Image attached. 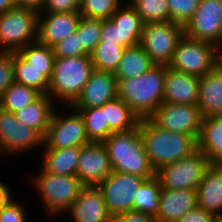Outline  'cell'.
I'll return each instance as SVG.
<instances>
[{"instance_id":"18","label":"cell","mask_w":222,"mask_h":222,"mask_svg":"<svg viewBox=\"0 0 222 222\" xmlns=\"http://www.w3.org/2000/svg\"><path fill=\"white\" fill-rule=\"evenodd\" d=\"M67 212L71 213L74 222H112L98 186L83 187Z\"/></svg>"},{"instance_id":"7","label":"cell","mask_w":222,"mask_h":222,"mask_svg":"<svg viewBox=\"0 0 222 222\" xmlns=\"http://www.w3.org/2000/svg\"><path fill=\"white\" fill-rule=\"evenodd\" d=\"M37 11L14 7L0 14V52H18L37 41Z\"/></svg>"},{"instance_id":"14","label":"cell","mask_w":222,"mask_h":222,"mask_svg":"<svg viewBox=\"0 0 222 222\" xmlns=\"http://www.w3.org/2000/svg\"><path fill=\"white\" fill-rule=\"evenodd\" d=\"M40 145L43 146V137L36 130L18 121L14 113L0 108V154H20Z\"/></svg>"},{"instance_id":"25","label":"cell","mask_w":222,"mask_h":222,"mask_svg":"<svg viewBox=\"0 0 222 222\" xmlns=\"http://www.w3.org/2000/svg\"><path fill=\"white\" fill-rule=\"evenodd\" d=\"M155 64L142 46L136 45L124 50L119 64L113 73L117 80H124L143 75Z\"/></svg>"},{"instance_id":"28","label":"cell","mask_w":222,"mask_h":222,"mask_svg":"<svg viewBox=\"0 0 222 222\" xmlns=\"http://www.w3.org/2000/svg\"><path fill=\"white\" fill-rule=\"evenodd\" d=\"M14 81L47 94L53 70H37L17 52L13 53Z\"/></svg>"},{"instance_id":"30","label":"cell","mask_w":222,"mask_h":222,"mask_svg":"<svg viewBox=\"0 0 222 222\" xmlns=\"http://www.w3.org/2000/svg\"><path fill=\"white\" fill-rule=\"evenodd\" d=\"M40 95L41 93L35 88L14 81L3 92L0 108L14 113L33 102Z\"/></svg>"},{"instance_id":"1","label":"cell","mask_w":222,"mask_h":222,"mask_svg":"<svg viewBox=\"0 0 222 222\" xmlns=\"http://www.w3.org/2000/svg\"><path fill=\"white\" fill-rule=\"evenodd\" d=\"M138 127L155 172L197 150V137L161 129L149 118L140 119Z\"/></svg>"},{"instance_id":"12","label":"cell","mask_w":222,"mask_h":222,"mask_svg":"<svg viewBox=\"0 0 222 222\" xmlns=\"http://www.w3.org/2000/svg\"><path fill=\"white\" fill-rule=\"evenodd\" d=\"M72 115H62L54 110L46 135L43 138L44 148H70L90 143L86 136L84 120L75 110Z\"/></svg>"},{"instance_id":"23","label":"cell","mask_w":222,"mask_h":222,"mask_svg":"<svg viewBox=\"0 0 222 222\" xmlns=\"http://www.w3.org/2000/svg\"><path fill=\"white\" fill-rule=\"evenodd\" d=\"M54 110L55 104L52 98L48 94H41L14 114L18 121L36 130L44 138Z\"/></svg>"},{"instance_id":"26","label":"cell","mask_w":222,"mask_h":222,"mask_svg":"<svg viewBox=\"0 0 222 222\" xmlns=\"http://www.w3.org/2000/svg\"><path fill=\"white\" fill-rule=\"evenodd\" d=\"M105 122L114 132H129L138 127L140 118L118 96L101 106Z\"/></svg>"},{"instance_id":"8","label":"cell","mask_w":222,"mask_h":222,"mask_svg":"<svg viewBox=\"0 0 222 222\" xmlns=\"http://www.w3.org/2000/svg\"><path fill=\"white\" fill-rule=\"evenodd\" d=\"M183 35V26L172 21L145 23L140 45L154 64L168 66Z\"/></svg>"},{"instance_id":"33","label":"cell","mask_w":222,"mask_h":222,"mask_svg":"<svg viewBox=\"0 0 222 222\" xmlns=\"http://www.w3.org/2000/svg\"><path fill=\"white\" fill-rule=\"evenodd\" d=\"M17 53L37 70H53L55 55L52 47L35 41Z\"/></svg>"},{"instance_id":"34","label":"cell","mask_w":222,"mask_h":222,"mask_svg":"<svg viewBox=\"0 0 222 222\" xmlns=\"http://www.w3.org/2000/svg\"><path fill=\"white\" fill-rule=\"evenodd\" d=\"M145 23L170 21L167 0H132L128 2Z\"/></svg>"},{"instance_id":"10","label":"cell","mask_w":222,"mask_h":222,"mask_svg":"<svg viewBox=\"0 0 222 222\" xmlns=\"http://www.w3.org/2000/svg\"><path fill=\"white\" fill-rule=\"evenodd\" d=\"M145 180L142 176L112 172L98 185L112 218L133 211L136 190Z\"/></svg>"},{"instance_id":"4","label":"cell","mask_w":222,"mask_h":222,"mask_svg":"<svg viewBox=\"0 0 222 222\" xmlns=\"http://www.w3.org/2000/svg\"><path fill=\"white\" fill-rule=\"evenodd\" d=\"M94 70L90 56L55 57L53 75L49 82L48 95L68 102L71 106L81 95ZM54 96V97H53Z\"/></svg>"},{"instance_id":"27","label":"cell","mask_w":222,"mask_h":222,"mask_svg":"<svg viewBox=\"0 0 222 222\" xmlns=\"http://www.w3.org/2000/svg\"><path fill=\"white\" fill-rule=\"evenodd\" d=\"M80 146L70 148H45L42 168L56 175H76Z\"/></svg>"},{"instance_id":"44","label":"cell","mask_w":222,"mask_h":222,"mask_svg":"<svg viewBox=\"0 0 222 222\" xmlns=\"http://www.w3.org/2000/svg\"><path fill=\"white\" fill-rule=\"evenodd\" d=\"M177 222H215V215L202 207L196 206Z\"/></svg>"},{"instance_id":"40","label":"cell","mask_w":222,"mask_h":222,"mask_svg":"<svg viewBox=\"0 0 222 222\" xmlns=\"http://www.w3.org/2000/svg\"><path fill=\"white\" fill-rule=\"evenodd\" d=\"M52 48L55 57L59 58L90 56L84 51L77 31L65 37Z\"/></svg>"},{"instance_id":"16","label":"cell","mask_w":222,"mask_h":222,"mask_svg":"<svg viewBox=\"0 0 222 222\" xmlns=\"http://www.w3.org/2000/svg\"><path fill=\"white\" fill-rule=\"evenodd\" d=\"M45 14L38 15L37 41L49 47L74 33L82 17L79 11Z\"/></svg>"},{"instance_id":"47","label":"cell","mask_w":222,"mask_h":222,"mask_svg":"<svg viewBox=\"0 0 222 222\" xmlns=\"http://www.w3.org/2000/svg\"><path fill=\"white\" fill-rule=\"evenodd\" d=\"M9 187L0 181V211L12 199Z\"/></svg>"},{"instance_id":"19","label":"cell","mask_w":222,"mask_h":222,"mask_svg":"<svg viewBox=\"0 0 222 222\" xmlns=\"http://www.w3.org/2000/svg\"><path fill=\"white\" fill-rule=\"evenodd\" d=\"M197 206V190L161 188L156 222H177Z\"/></svg>"},{"instance_id":"24","label":"cell","mask_w":222,"mask_h":222,"mask_svg":"<svg viewBox=\"0 0 222 222\" xmlns=\"http://www.w3.org/2000/svg\"><path fill=\"white\" fill-rule=\"evenodd\" d=\"M197 149L206 155L211 164L222 165V116L202 118Z\"/></svg>"},{"instance_id":"17","label":"cell","mask_w":222,"mask_h":222,"mask_svg":"<svg viewBox=\"0 0 222 222\" xmlns=\"http://www.w3.org/2000/svg\"><path fill=\"white\" fill-rule=\"evenodd\" d=\"M117 79L111 72L93 70L81 95L71 108L101 107L117 97Z\"/></svg>"},{"instance_id":"50","label":"cell","mask_w":222,"mask_h":222,"mask_svg":"<svg viewBox=\"0 0 222 222\" xmlns=\"http://www.w3.org/2000/svg\"><path fill=\"white\" fill-rule=\"evenodd\" d=\"M222 50H219V59H218V64L222 67Z\"/></svg>"},{"instance_id":"2","label":"cell","mask_w":222,"mask_h":222,"mask_svg":"<svg viewBox=\"0 0 222 222\" xmlns=\"http://www.w3.org/2000/svg\"><path fill=\"white\" fill-rule=\"evenodd\" d=\"M166 65H154L141 76L117 80V96L140 118H149L163 103Z\"/></svg>"},{"instance_id":"9","label":"cell","mask_w":222,"mask_h":222,"mask_svg":"<svg viewBox=\"0 0 222 222\" xmlns=\"http://www.w3.org/2000/svg\"><path fill=\"white\" fill-rule=\"evenodd\" d=\"M210 161L199 149L155 172L160 185L165 189H194L200 185Z\"/></svg>"},{"instance_id":"32","label":"cell","mask_w":222,"mask_h":222,"mask_svg":"<svg viewBox=\"0 0 222 222\" xmlns=\"http://www.w3.org/2000/svg\"><path fill=\"white\" fill-rule=\"evenodd\" d=\"M124 50V47L117 44L99 42L90 54L94 69L114 73Z\"/></svg>"},{"instance_id":"39","label":"cell","mask_w":222,"mask_h":222,"mask_svg":"<svg viewBox=\"0 0 222 222\" xmlns=\"http://www.w3.org/2000/svg\"><path fill=\"white\" fill-rule=\"evenodd\" d=\"M200 0H167L170 21L185 26L194 15Z\"/></svg>"},{"instance_id":"42","label":"cell","mask_w":222,"mask_h":222,"mask_svg":"<svg viewBox=\"0 0 222 222\" xmlns=\"http://www.w3.org/2000/svg\"><path fill=\"white\" fill-rule=\"evenodd\" d=\"M25 214L23 205L11 199L0 211V222H25Z\"/></svg>"},{"instance_id":"22","label":"cell","mask_w":222,"mask_h":222,"mask_svg":"<svg viewBox=\"0 0 222 222\" xmlns=\"http://www.w3.org/2000/svg\"><path fill=\"white\" fill-rule=\"evenodd\" d=\"M196 190L197 206L214 215L222 212V165L210 164Z\"/></svg>"},{"instance_id":"41","label":"cell","mask_w":222,"mask_h":222,"mask_svg":"<svg viewBox=\"0 0 222 222\" xmlns=\"http://www.w3.org/2000/svg\"><path fill=\"white\" fill-rule=\"evenodd\" d=\"M13 82V52H0V99L5 89Z\"/></svg>"},{"instance_id":"11","label":"cell","mask_w":222,"mask_h":222,"mask_svg":"<svg viewBox=\"0 0 222 222\" xmlns=\"http://www.w3.org/2000/svg\"><path fill=\"white\" fill-rule=\"evenodd\" d=\"M149 119L161 129L197 138L202 122L199 107L191 104L162 103Z\"/></svg>"},{"instance_id":"29","label":"cell","mask_w":222,"mask_h":222,"mask_svg":"<svg viewBox=\"0 0 222 222\" xmlns=\"http://www.w3.org/2000/svg\"><path fill=\"white\" fill-rule=\"evenodd\" d=\"M161 185L156 176L146 179L136 190L133 210L156 217L159 212Z\"/></svg>"},{"instance_id":"13","label":"cell","mask_w":222,"mask_h":222,"mask_svg":"<svg viewBox=\"0 0 222 222\" xmlns=\"http://www.w3.org/2000/svg\"><path fill=\"white\" fill-rule=\"evenodd\" d=\"M184 34L195 40L222 46V5L217 0H200L197 10L183 27Z\"/></svg>"},{"instance_id":"43","label":"cell","mask_w":222,"mask_h":222,"mask_svg":"<svg viewBox=\"0 0 222 222\" xmlns=\"http://www.w3.org/2000/svg\"><path fill=\"white\" fill-rule=\"evenodd\" d=\"M80 11V0H45L40 13H61Z\"/></svg>"},{"instance_id":"31","label":"cell","mask_w":222,"mask_h":222,"mask_svg":"<svg viewBox=\"0 0 222 222\" xmlns=\"http://www.w3.org/2000/svg\"><path fill=\"white\" fill-rule=\"evenodd\" d=\"M82 116L86 136L90 142H103L114 133L105 122L104 112L101 107L73 108Z\"/></svg>"},{"instance_id":"38","label":"cell","mask_w":222,"mask_h":222,"mask_svg":"<svg viewBox=\"0 0 222 222\" xmlns=\"http://www.w3.org/2000/svg\"><path fill=\"white\" fill-rule=\"evenodd\" d=\"M100 42L117 44L125 49L140 44V40L132 32H123L110 19L102 21Z\"/></svg>"},{"instance_id":"45","label":"cell","mask_w":222,"mask_h":222,"mask_svg":"<svg viewBox=\"0 0 222 222\" xmlns=\"http://www.w3.org/2000/svg\"><path fill=\"white\" fill-rule=\"evenodd\" d=\"M112 222H156V218L133 210L113 217Z\"/></svg>"},{"instance_id":"21","label":"cell","mask_w":222,"mask_h":222,"mask_svg":"<svg viewBox=\"0 0 222 222\" xmlns=\"http://www.w3.org/2000/svg\"><path fill=\"white\" fill-rule=\"evenodd\" d=\"M199 107L202 118L222 116V67L218 64L199 79Z\"/></svg>"},{"instance_id":"36","label":"cell","mask_w":222,"mask_h":222,"mask_svg":"<svg viewBox=\"0 0 222 222\" xmlns=\"http://www.w3.org/2000/svg\"><path fill=\"white\" fill-rule=\"evenodd\" d=\"M121 0H81L80 13L83 17L108 20L121 6Z\"/></svg>"},{"instance_id":"46","label":"cell","mask_w":222,"mask_h":222,"mask_svg":"<svg viewBox=\"0 0 222 222\" xmlns=\"http://www.w3.org/2000/svg\"><path fill=\"white\" fill-rule=\"evenodd\" d=\"M15 7L32 9L40 13L43 9L45 0H14Z\"/></svg>"},{"instance_id":"35","label":"cell","mask_w":222,"mask_h":222,"mask_svg":"<svg viewBox=\"0 0 222 222\" xmlns=\"http://www.w3.org/2000/svg\"><path fill=\"white\" fill-rule=\"evenodd\" d=\"M110 20L123 32H132L141 41L144 22L130 3L119 7Z\"/></svg>"},{"instance_id":"49","label":"cell","mask_w":222,"mask_h":222,"mask_svg":"<svg viewBox=\"0 0 222 222\" xmlns=\"http://www.w3.org/2000/svg\"><path fill=\"white\" fill-rule=\"evenodd\" d=\"M215 222H222V212L215 215Z\"/></svg>"},{"instance_id":"37","label":"cell","mask_w":222,"mask_h":222,"mask_svg":"<svg viewBox=\"0 0 222 222\" xmlns=\"http://www.w3.org/2000/svg\"><path fill=\"white\" fill-rule=\"evenodd\" d=\"M101 29L102 20L81 17L76 31L80 36L83 49L88 55L94 51L100 42Z\"/></svg>"},{"instance_id":"15","label":"cell","mask_w":222,"mask_h":222,"mask_svg":"<svg viewBox=\"0 0 222 222\" xmlns=\"http://www.w3.org/2000/svg\"><path fill=\"white\" fill-rule=\"evenodd\" d=\"M111 173L110 157L102 142L80 146L76 176L84 187L98 186Z\"/></svg>"},{"instance_id":"3","label":"cell","mask_w":222,"mask_h":222,"mask_svg":"<svg viewBox=\"0 0 222 222\" xmlns=\"http://www.w3.org/2000/svg\"><path fill=\"white\" fill-rule=\"evenodd\" d=\"M102 143L110 157L112 172L133 174L146 179L155 176L139 127L129 132L112 133Z\"/></svg>"},{"instance_id":"5","label":"cell","mask_w":222,"mask_h":222,"mask_svg":"<svg viewBox=\"0 0 222 222\" xmlns=\"http://www.w3.org/2000/svg\"><path fill=\"white\" fill-rule=\"evenodd\" d=\"M34 186L51 215L68 211L84 187L76 175H56L43 168L34 178Z\"/></svg>"},{"instance_id":"20","label":"cell","mask_w":222,"mask_h":222,"mask_svg":"<svg viewBox=\"0 0 222 222\" xmlns=\"http://www.w3.org/2000/svg\"><path fill=\"white\" fill-rule=\"evenodd\" d=\"M200 77L175 71L166 65L163 103L197 105Z\"/></svg>"},{"instance_id":"6","label":"cell","mask_w":222,"mask_h":222,"mask_svg":"<svg viewBox=\"0 0 222 222\" xmlns=\"http://www.w3.org/2000/svg\"><path fill=\"white\" fill-rule=\"evenodd\" d=\"M219 48L210 42L195 40L185 34L179 39L173 59L168 65L171 69L202 77L218 65Z\"/></svg>"},{"instance_id":"48","label":"cell","mask_w":222,"mask_h":222,"mask_svg":"<svg viewBox=\"0 0 222 222\" xmlns=\"http://www.w3.org/2000/svg\"><path fill=\"white\" fill-rule=\"evenodd\" d=\"M15 7L14 0H0V14Z\"/></svg>"}]
</instances>
